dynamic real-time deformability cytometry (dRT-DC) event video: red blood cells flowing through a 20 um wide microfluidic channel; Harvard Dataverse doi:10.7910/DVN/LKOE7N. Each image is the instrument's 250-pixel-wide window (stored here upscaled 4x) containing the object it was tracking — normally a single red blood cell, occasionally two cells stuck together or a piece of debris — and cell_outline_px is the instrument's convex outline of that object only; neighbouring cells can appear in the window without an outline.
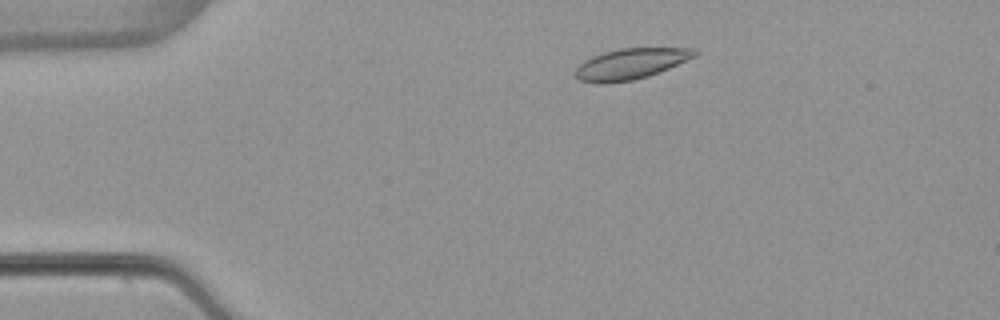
{"species": "common noctule bat (a hibernating species)", "species_latin": "Nyctalus noctula", "temperature_condition": "warm", "stored_images_in_passage": 49, "camera_frame_rate_fps": 3000, "um_per_image_px": 0.085, "animal": {"sex": "female", "body_mass_g": 22.7, "forearm_length_mm": 54.2}, "frame": {"image": 1, "passage_image": 6, "time_ms": 1.667, "image_size_px": [1000, 320], "cell_outline_px": [[700, 52], [696, 56], [660, 72], [648, 76], [632, 80], [604, 84], [596, 84], [580, 80], [576, 76], [576, 68], [584, 60], [592, 56], [604, 52], [620, 48], [696, 48]], "centroid_in_image_um": [53.63, 5.42], "position_along_channel_um": 31.4, "area_um2": 21.5}}
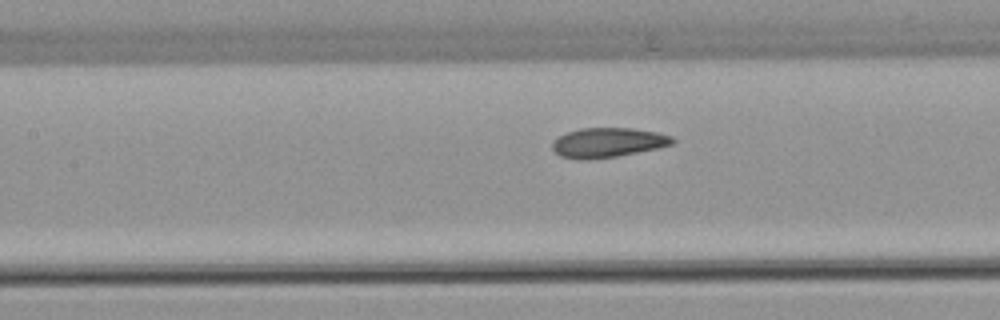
{"frame": {"image": 2, "passage_image": 20, "time_ms": 6.333, "image_size_px": [1000, 320], "cell_outline_px": [[676, 140], [672, 144], [656, 148], [616, 156], [588, 160], [580, 160], [560, 156], [552, 148], [552, 140], [568, 132], [580, 128], [632, 128], [656, 132], [672, 136]], "centroid_in_image_um": [51.64, 12.12], "position_along_channel_um": 155.8, "area_um2": 20.63}}
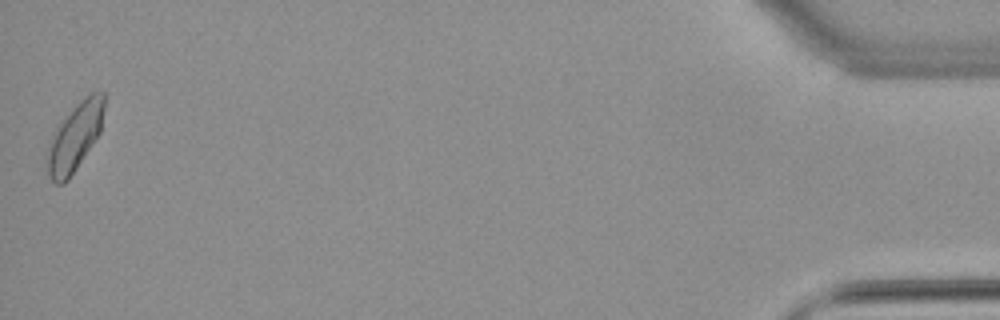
{"frame": {"image": 3, "passage_image": 49, "time_ms": 16.0, "image_size_px": [1000, 320], "cell_outline_px": [[104, 108], [100, 132], [68, 180], [64, 184], [56, 184], [48, 176], [44, 156], [52, 136], [60, 120], [84, 96], [92, 92], [104, 92]], "centroid_in_image_um": [6.31, 11.66], "position_along_channel_um": 428.9, "area_um2": 22.66}, "authors_computed_cell_mechanics": {"area_um2": 20.8658, "velocity_mm_per_s": 3.8051, "shape_relaxation_time_tau1_ms": 5.1497, "shape_relaxation_time_tau2_ms": 3.219, "deformation_change_tau1": 0.117, "deformation_change_tau2": 0.0541}}